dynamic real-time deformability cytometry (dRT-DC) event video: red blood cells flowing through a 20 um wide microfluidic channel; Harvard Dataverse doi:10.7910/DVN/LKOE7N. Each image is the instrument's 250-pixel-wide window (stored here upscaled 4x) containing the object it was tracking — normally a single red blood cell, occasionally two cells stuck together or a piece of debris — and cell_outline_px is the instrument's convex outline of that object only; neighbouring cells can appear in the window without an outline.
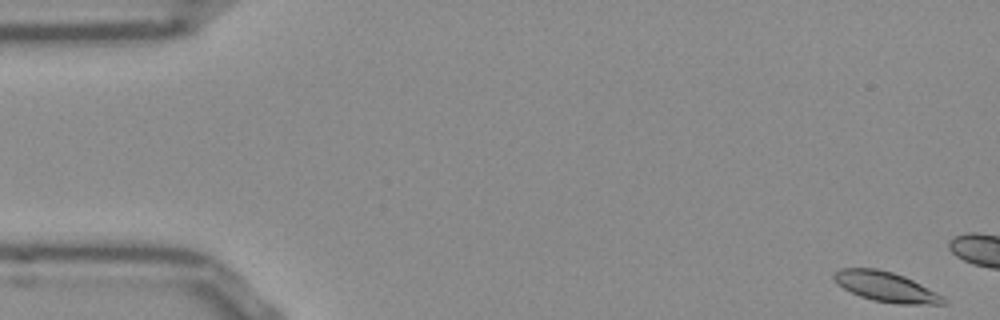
{"species": "Egyptian fruit bat (a non-hibernating species)", "species_latin": "Rousettus aegyptiacus", "temperature_condition": "room temperature", "stored_images_in_passage": 12, "camera_frame_rate_fps": 3000, "um_per_image_px": 0.085, "frame": {"image": 1, "passage_image": 1, "time_ms": 0.0, "image_size_px": [1000, 320], "cell_outline_px": [[948, 300], [944, 304], [896, 304], [872, 300], [860, 296], [836, 284], [832, 276], [840, 268], [876, 268], [892, 272], [904, 276], [944, 296]], "centroid_in_image_um": [75.3, 24.38], "position_along_channel_um": 9.7, "area_um2": 19.07}}